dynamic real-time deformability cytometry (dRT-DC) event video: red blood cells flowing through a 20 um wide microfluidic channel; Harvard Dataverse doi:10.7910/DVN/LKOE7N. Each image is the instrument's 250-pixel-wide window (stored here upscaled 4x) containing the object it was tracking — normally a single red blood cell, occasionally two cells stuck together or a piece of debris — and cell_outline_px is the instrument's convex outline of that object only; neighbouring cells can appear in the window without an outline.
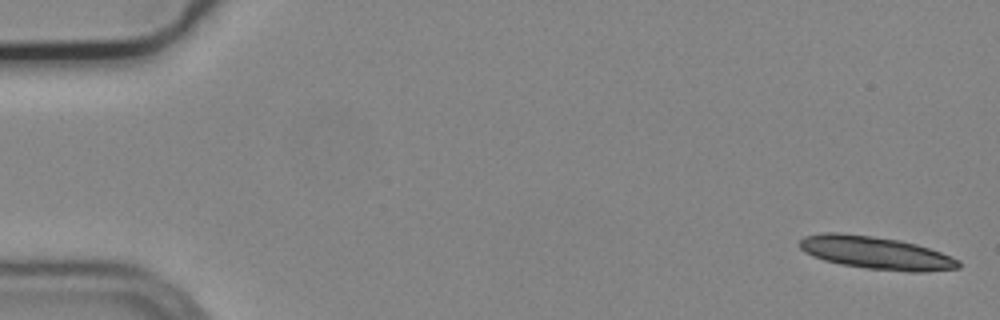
{"species": "common noctule bat (a hibernating species)", "species_latin": "Nyctalus noctula", "temperature_condition": "cold", "stored_images_in_passage": 8, "camera_frame_rate_fps": 3000, "um_per_image_px": 0.085, "animal": {"sex": "male", "body_mass_g": 19.2, "forearm_length_mm": 51.8}, "frame": {"image": 1, "passage_image": 1, "time_ms": 0.0, "image_size_px": [1000, 320], "cell_outline_px": [[960, 268], [924, 272], [908, 272], [868, 268], [840, 264], [824, 260], [812, 256], [804, 252], [800, 248], [800, 240], [804, 236], [820, 232], [840, 232], [872, 236], [900, 240], [916, 244], [952, 256], [960, 260]], "centroid_in_image_um": [74.45, 21.48], "position_along_channel_um": 10.6, "area_um2": 30.46}}
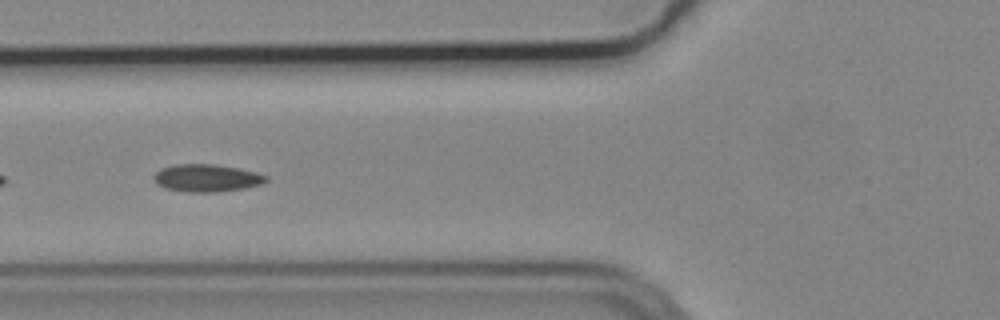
{"frame": {"image": 2, "passage_image": 6, "time_ms": 1.667, "image_size_px": [1000, 320], "cell_outline_px": [[268, 180], [260, 184], [244, 188], [212, 192], [188, 192], [164, 188], [156, 184], [152, 176], [160, 168], [176, 164], [212, 164], [236, 168], [256, 172], [268, 176]], "centroid_in_image_um": [17.52, 15.13], "position_along_channel_um": 108.3, "area_um2": 17.92}}
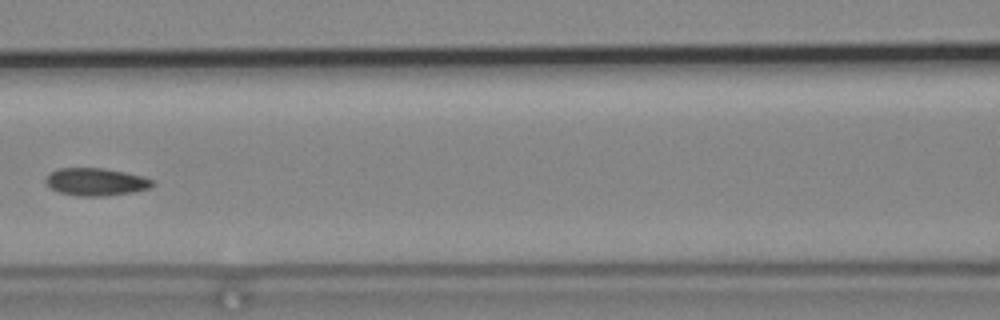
{"frame": {"image": 3, "passage_image": 7, "time_ms": 2.0, "image_size_px": [1000, 320], "cell_outline_px": [[156, 184], [148, 188], [132, 192], [104, 196], [76, 196], [60, 192], [52, 188], [44, 180], [52, 172], [60, 168], [104, 168], [144, 176], [152, 180]], "centroid_in_image_um": [8.18, 15.46], "position_along_channel_um": 158.4, "area_um2": 16.99}}